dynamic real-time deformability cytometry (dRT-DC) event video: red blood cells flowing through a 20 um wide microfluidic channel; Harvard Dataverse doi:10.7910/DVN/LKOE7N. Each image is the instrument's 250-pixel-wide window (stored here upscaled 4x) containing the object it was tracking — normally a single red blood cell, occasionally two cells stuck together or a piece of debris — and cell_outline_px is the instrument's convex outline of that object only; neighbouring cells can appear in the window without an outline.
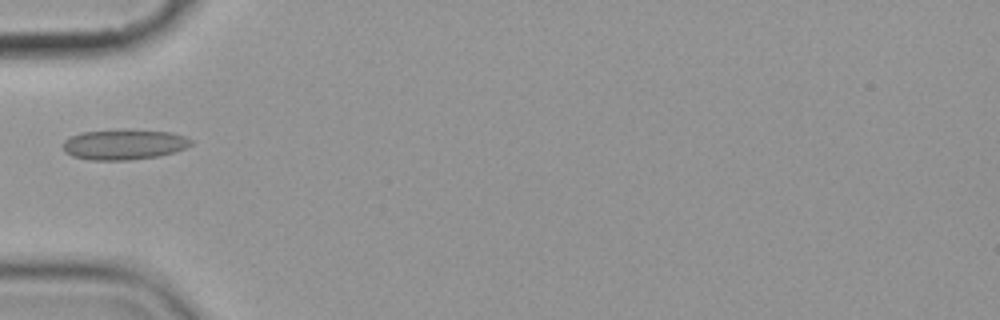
{"species": "common noctule bat (a hibernating species)", "species_latin": "Nyctalus noctula", "temperature_condition": "cold", "stored_images_in_passage": 6, "camera_frame_rate_fps": 3000, "um_per_image_px": 0.085, "animal": {"sex": "female", "body_mass_g": 19.9}, "frame": {"image": 1, "passage_image": 6, "time_ms": 5.667, "image_size_px": [1000, 320], "cell_outline_px": [[192, 144], [176, 152], [160, 156], [132, 160], [92, 160], [72, 156], [64, 152], [64, 140], [72, 136], [84, 132], [128, 128], [172, 132], [184, 136], [192, 140]], "centroid_in_image_um": [10.58, 12.27], "position_along_channel_um": 74.4, "area_um2": 23.0}}